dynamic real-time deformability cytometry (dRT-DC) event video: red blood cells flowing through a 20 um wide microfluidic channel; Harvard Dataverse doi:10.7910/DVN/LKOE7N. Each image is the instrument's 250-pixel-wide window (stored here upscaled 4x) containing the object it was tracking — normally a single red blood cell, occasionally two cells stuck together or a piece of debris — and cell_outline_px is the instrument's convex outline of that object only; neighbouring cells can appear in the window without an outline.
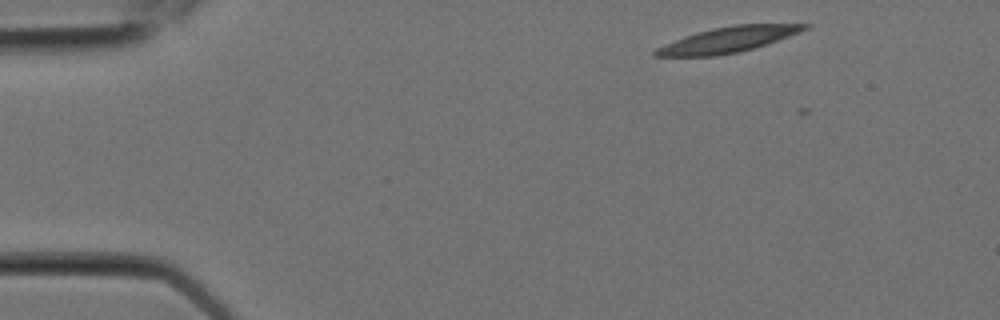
{"species": "Egyptian fruit bat (a non-hibernating species)", "species_latin": "Rousettus aegyptiacus", "temperature_condition": "room temperature", "stored_images_in_passage": 4, "camera_frame_rate_fps": 3000, "um_per_image_px": 0.085, "animal": {"sex": "female"}, "frame": {"image": 1, "passage_image": 1, "time_ms": 0.0, "image_size_px": [1000, 320], "cell_outline_px": [[812, 24], [808, 28], [800, 32], [740, 52], [716, 56], [652, 56], [652, 52], [656, 48], [684, 36], [696, 32], [712, 28], [736, 24]], "centroid_in_image_um": [61.84, 3.37], "position_along_channel_um": 23.2, "area_um2": 21.91}}
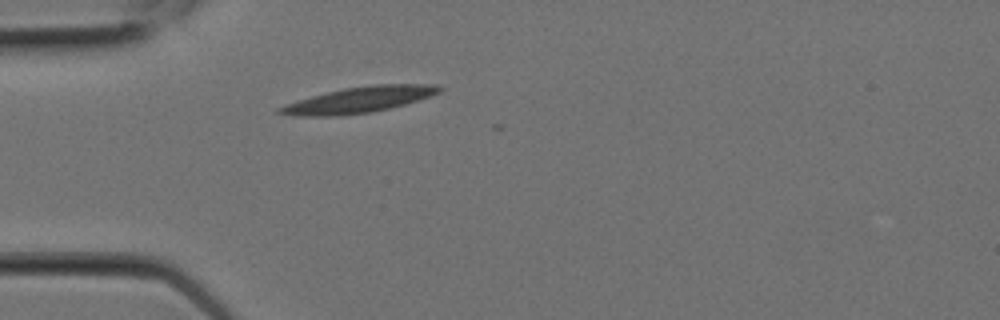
{"frame": {"image": 2, "passage_image": 4, "time_ms": 1.0, "image_size_px": [1000, 320], "cell_outline_px": [[444, 88], [440, 92], [404, 104], [372, 112], [336, 116], [292, 116], [276, 112], [276, 108], [312, 96], [344, 88], [376, 84], [436, 84]], "centroid_in_image_um": [30.51, 8.48], "position_along_channel_um": 54.5, "area_um2": 23.7}}